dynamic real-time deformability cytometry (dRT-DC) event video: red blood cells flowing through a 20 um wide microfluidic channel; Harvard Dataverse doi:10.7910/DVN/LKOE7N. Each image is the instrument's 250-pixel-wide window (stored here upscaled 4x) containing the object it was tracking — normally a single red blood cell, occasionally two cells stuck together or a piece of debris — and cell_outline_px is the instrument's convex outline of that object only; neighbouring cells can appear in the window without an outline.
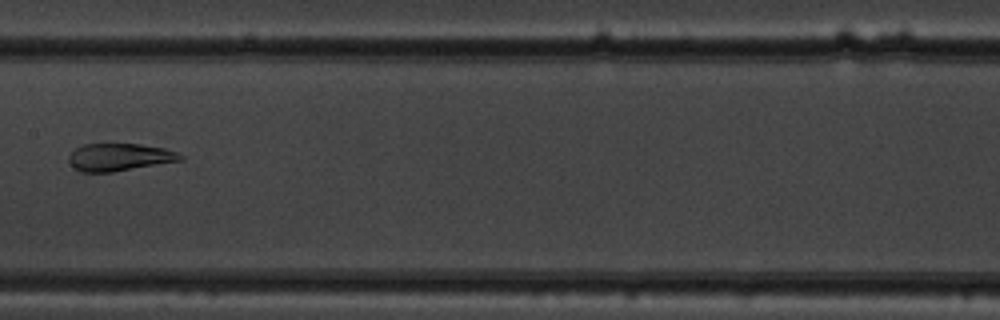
{"species": "common noctule bat (a hibernating species)", "species_latin": "Nyctalus noctula", "temperature_condition": "warm", "stored_images_in_passage": 9, "camera_frame_rate_fps": 3000, "um_per_image_px": 0.085, "animal": {"sex": "male", "body_mass_g": 19.5, "forearm_length_mm": 54.6}, "frame": {"image": 1, "passage_image": 8, "time_ms": 2.333, "image_size_px": [1000, 320], "cell_outline_px": [[184, 160], [112, 172], [80, 172], [68, 160], [68, 156], [76, 148], [84, 144], [140, 144], [164, 148], [176, 152], [184, 156]], "centroid_in_image_um": [10.17, 13.36], "position_along_channel_um": 197.2, "area_um2": 17.8}}
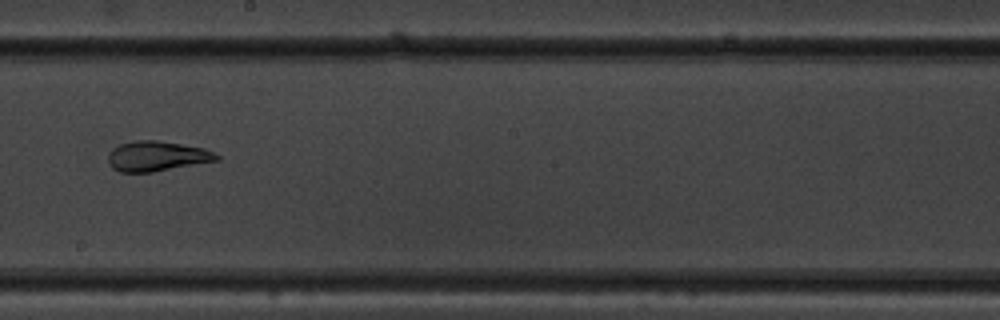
{"frame": {"image": 2, "passage_image": 9, "time_ms": 2.667, "image_size_px": [1000, 320], "cell_outline_px": [[220, 160], [152, 172], [120, 172], [112, 168], [108, 164], [108, 152], [112, 148], [120, 144], [136, 140], [156, 140], [204, 148], [216, 152], [220, 156]], "centroid_in_image_um": [13.33, 13.27], "position_along_channel_um": 234.9, "area_um2": 19.13}}